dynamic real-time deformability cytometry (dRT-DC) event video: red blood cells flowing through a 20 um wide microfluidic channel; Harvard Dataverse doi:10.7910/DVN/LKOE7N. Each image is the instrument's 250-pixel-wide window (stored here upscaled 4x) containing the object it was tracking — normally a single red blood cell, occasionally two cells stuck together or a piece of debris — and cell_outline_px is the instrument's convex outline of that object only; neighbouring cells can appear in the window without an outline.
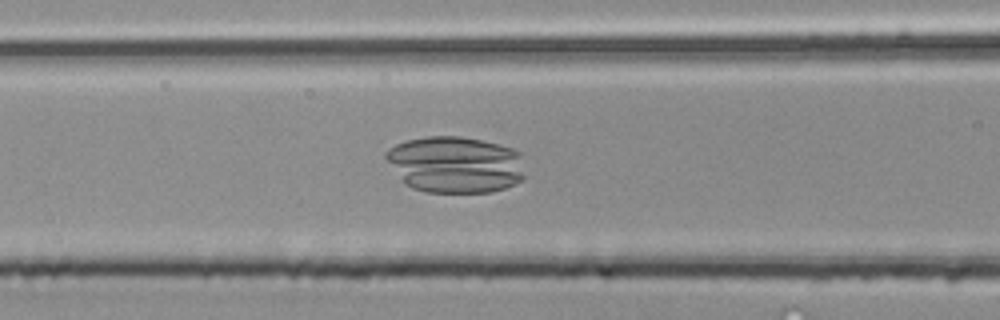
{"species": "common noctule bat (a hibernating species)", "species_latin": "Nyctalus noctula", "temperature_condition": "room temperature", "stored_images_in_passage": 50, "camera_frame_rate_fps": 3000, "um_per_image_px": 0.085, "animal": {"sex": "male", "body_mass_g": 20.4}, "frame": {"image": 1, "passage_image": 21, "time_ms": 6.667, "image_size_px": [1000, 320], "cell_outline_px": [[524, 180], [516, 184], [492, 192], [424, 192], [412, 188], [404, 184], [384, 156], [384, 152], [388, 148], [396, 144], [408, 140], [428, 136], [460, 136], [480, 140], [512, 148], [520, 152], [524, 176]], "centroid_in_image_um": [38.69, 13.99], "position_along_channel_um": 127.9, "area_um2": 46.12}}
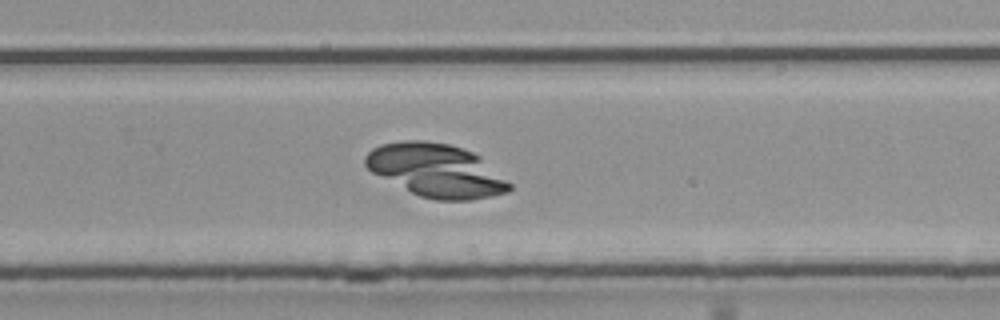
{"frame": {"image": 2, "passage_image": 33, "time_ms": 10.667, "image_size_px": [1000, 320], "cell_outline_px": [[512, 188], [508, 192], [492, 196], [472, 200], [436, 200], [420, 196], [372, 172], [364, 164], [364, 156], [372, 148], [380, 144], [404, 140], [424, 140], [448, 144], [472, 152], [480, 156], [512, 184]], "centroid_in_image_um": [37.09, 14.48], "position_along_channel_um": 292.7, "area_um2": 44.39}}
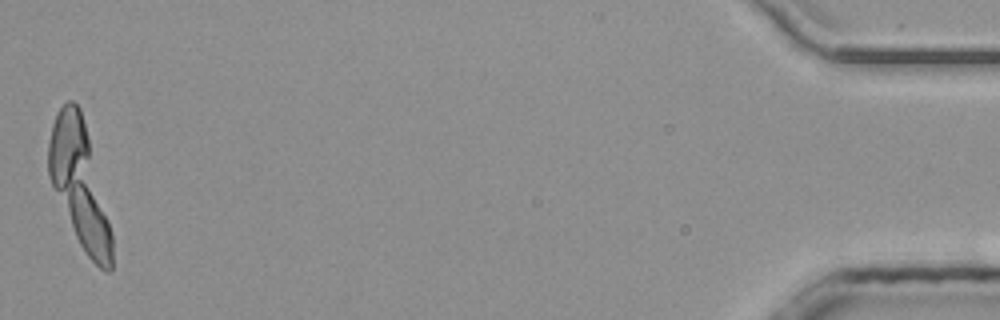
{"frame": {"image": 3, "passage_image": 50, "time_ms": 16.333, "image_size_px": [1000, 320], "cell_outline_px": [[112, 272], [104, 272], [88, 256], [80, 244], [76, 236], [52, 184], [48, 172], [48, 144], [52, 124], [56, 112], [68, 100], [72, 100], [80, 108], [88, 136], [112, 236]], "centroid_in_image_um": [6.75, 15.66], "position_along_channel_um": 428.5, "area_um2": 44.51}}